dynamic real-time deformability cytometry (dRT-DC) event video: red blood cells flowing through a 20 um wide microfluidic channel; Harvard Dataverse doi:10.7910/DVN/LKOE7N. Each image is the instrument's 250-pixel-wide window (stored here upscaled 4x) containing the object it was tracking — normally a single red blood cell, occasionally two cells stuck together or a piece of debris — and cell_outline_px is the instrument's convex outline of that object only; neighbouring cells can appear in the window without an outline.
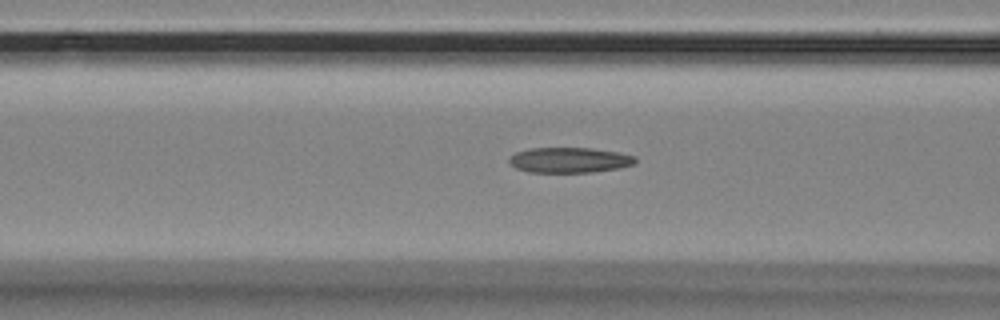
{"species": "Egyptian fruit bat (a non-hibernating species)", "species_latin": "Rousettus aegyptiacus", "temperature_condition": "room temperature", "stored_images_in_passage": 47, "camera_frame_rate_fps": 3000, "um_per_image_px": 0.085, "animal": {"sex": "female"}, "frame": {"image": 1, "passage_image": 23, "time_ms": 7.333, "image_size_px": [1000, 320], "cell_outline_px": [[636, 160], [632, 164], [620, 168], [592, 172], [528, 172], [516, 168], [508, 160], [508, 156], [516, 152], [528, 148], [588, 148], [616, 152], [636, 156]], "centroid_in_image_um": [48.36, 13.6], "position_along_channel_um": 118.2, "area_um2": 18.55}}
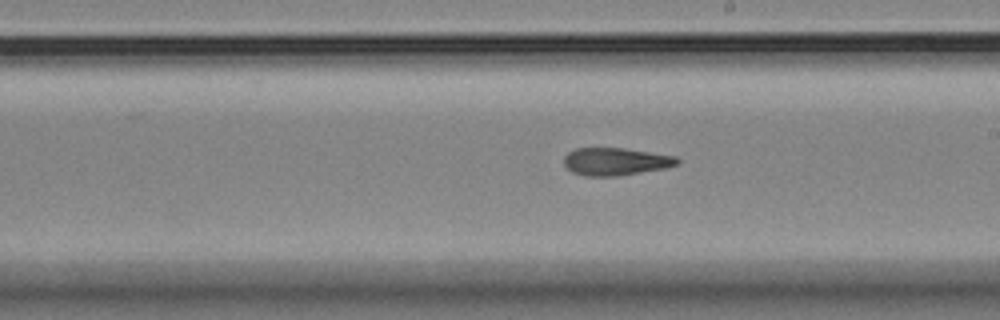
{"frame": {"image": 2, "passage_image": 33, "time_ms": 10.667, "image_size_px": [1000, 320], "cell_outline_px": [[680, 160], [676, 164], [664, 168], [616, 176], [584, 176], [572, 172], [564, 164], [564, 156], [568, 152], [576, 148], [624, 148], [676, 156]], "centroid_in_image_um": [52.29, 13.72], "position_along_channel_um": 236.7, "area_um2": 18.09}}
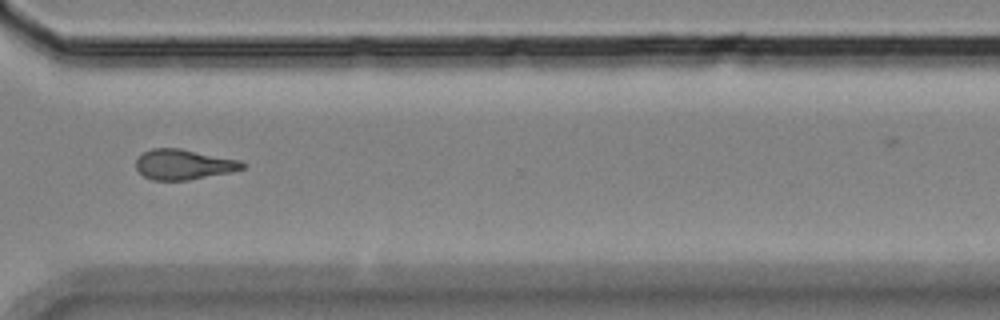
{"frame": {"image": 3, "passage_image": 43, "time_ms": 14.0, "image_size_px": [1000, 320], "cell_outline_px": [[248, 164], [244, 168], [228, 172], [188, 180], [152, 180], [144, 176], [136, 168], [136, 160], [144, 152], [152, 148], [180, 148], [240, 160]], "centroid_in_image_um": [15.61, 13.97], "position_along_channel_um": 355.0, "area_um2": 18.61}}